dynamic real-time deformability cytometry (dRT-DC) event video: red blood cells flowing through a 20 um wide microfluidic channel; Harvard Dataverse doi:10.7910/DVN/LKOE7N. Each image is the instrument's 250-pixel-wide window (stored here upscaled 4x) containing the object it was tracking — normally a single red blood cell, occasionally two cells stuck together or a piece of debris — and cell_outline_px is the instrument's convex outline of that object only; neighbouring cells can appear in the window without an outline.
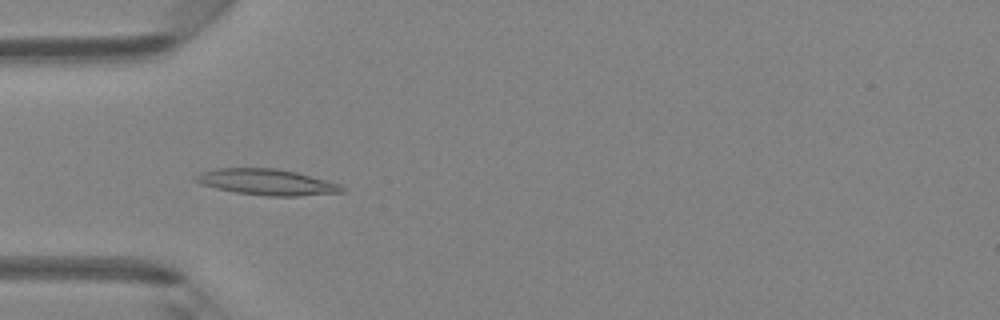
{"species": "Egyptian fruit bat (a non-hibernating species)", "species_latin": "Rousettus aegyptiacus", "temperature_condition": "room temperature", "stored_images_in_passage": 47, "camera_frame_rate_fps": 3000, "um_per_image_px": 0.085, "animal": {"sex": "female"}, "frame": {"image": 1, "passage_image": 15, "time_ms": 4.667, "image_size_px": [1000, 320], "cell_outline_px": [[344, 192], [296, 196], [268, 196], [236, 192], [216, 188], [200, 184], [192, 180], [192, 176], [200, 172], [216, 168], [276, 168], [296, 172], [340, 184], [344, 188]], "centroid_in_image_um": [22.61, 15.47], "position_along_channel_um": 62.4, "area_um2": 22.2}}
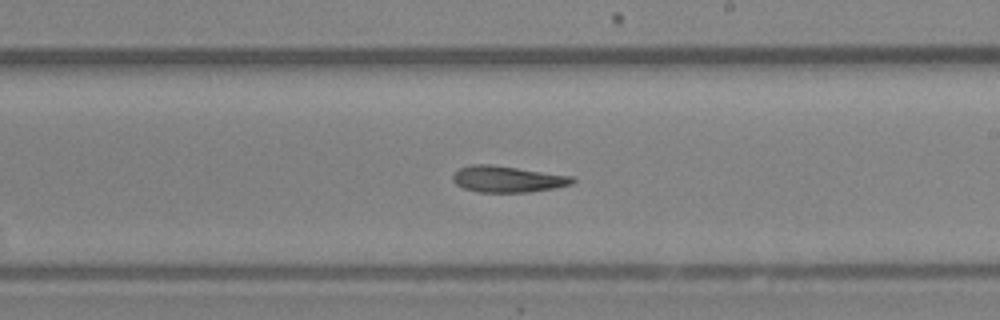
{"frame": {"image": 2, "passage_image": 28, "time_ms": 9.0, "image_size_px": [1000, 320], "cell_outline_px": [[576, 180], [572, 184], [556, 188], [528, 192], [480, 192], [464, 188], [456, 184], [452, 180], [452, 176], [460, 168], [472, 164], [492, 164], [572, 176]], "centroid_in_image_um": [43.15, 15.22], "position_along_channel_um": 245.9, "area_um2": 18.32}}
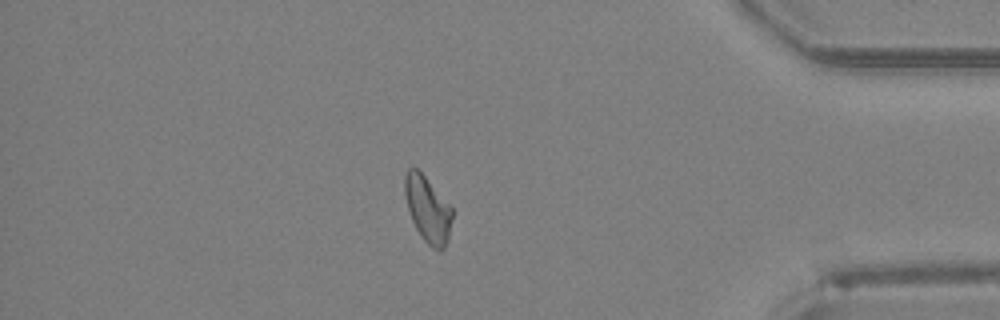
{"frame": {"image": 3, "passage_image": 41, "time_ms": 13.333, "image_size_px": [1000, 320], "cell_outline_px": [[452, 216], [448, 240], [444, 248], [440, 252], [432, 248], [420, 236], [412, 220], [408, 208], [404, 192], [404, 176], [408, 168], [416, 168], [424, 176], [452, 208]], "centroid_in_image_um": [36.34, 17.82], "position_along_channel_um": 398.9, "area_um2": 17.98}, "authors_computed_cell_mechanics": {"area_um2": 18.6694, "velocity_mm_per_s": 4.2994, "shape_relaxation_time_tau1_ms": null, "shape_relaxation_time_tau2_ms": 10.0866, "deformation_change_tau1": null, "deformation_change_tau2": 0.2461}}